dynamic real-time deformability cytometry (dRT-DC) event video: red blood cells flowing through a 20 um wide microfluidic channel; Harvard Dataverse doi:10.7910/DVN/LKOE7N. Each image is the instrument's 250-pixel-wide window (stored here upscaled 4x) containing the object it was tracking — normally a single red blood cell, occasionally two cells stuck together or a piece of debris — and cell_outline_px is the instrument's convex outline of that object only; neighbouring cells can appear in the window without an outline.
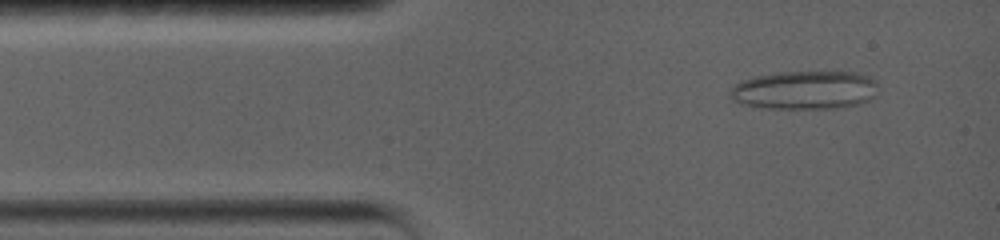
{"species": "common noctule bat (a hibernating species)", "species_latin": "Nyctalus noctula", "temperature_condition": "warm", "stored_images_in_passage": 44, "camera_frame_rate_fps": 5000, "um_per_image_px": 0.085, "animal": {"sex": "female", "body_mass_g": 19.0, "forearm_length_mm": 56.7}, "frame": {"image": 1, "passage_image": 4, "time_ms": 1.0, "image_size_px": [1000, 240], "cell_outline_px": [[876, 96], [860, 104], [836, 108], [768, 108], [744, 104], [732, 100], [732, 88], [740, 80], [756, 76], [780, 72], [860, 72], [876, 80]], "centroid_in_image_um": [68.46, 7.65], "position_along_channel_um": 16.5, "area_um2": 33.12}}
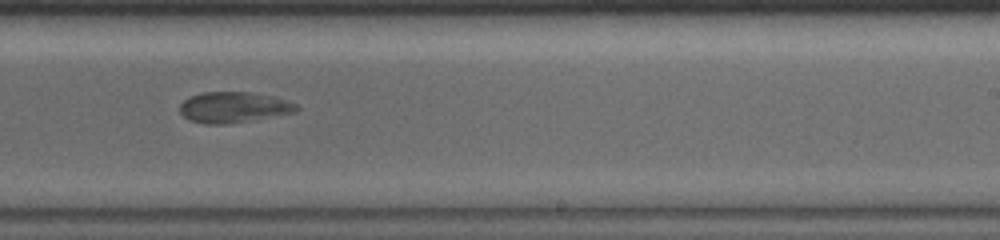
{"frame": {"image": 2, "passage_image": 25, "time_ms": 9.4, "image_size_px": [1000, 240], "cell_outline_px": [[300, 108], [296, 112], [224, 124], [204, 124], [188, 120], [180, 112], [180, 104], [188, 96], [204, 92], [252, 92], [272, 96], [296, 104]], "centroid_in_image_um": [19.81, 9.11], "position_along_channel_um": 269.2, "area_um2": 20.75}}
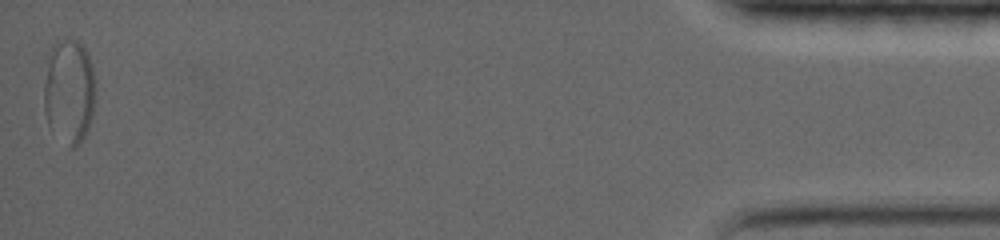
{"frame": {"image": 3, "passage_image": 44, "time_ms": 17.6, "image_size_px": [1000, 240], "cell_outline_px": [[96, 100], [92, 116], [88, 128], [84, 136], [76, 148], [68, 148], [48, 124], [44, 112], [44, 84], [52, 44], [56, 40], [76, 40], [88, 52], [96, 80]], "centroid_in_image_um": [5.91, 7.78], "position_along_channel_um": 429.3, "area_um2": 31.79}, "authors_computed_cell_mechanics": {"area_um2": 25.4609, "velocity_mm_per_s": 3.5363, "shape_relaxation_time_tau1_ms": null, "shape_relaxation_time_tau2_ms": 2.1949, "deformation_change_tau1": null, "deformation_change_tau2": 0.0554}}